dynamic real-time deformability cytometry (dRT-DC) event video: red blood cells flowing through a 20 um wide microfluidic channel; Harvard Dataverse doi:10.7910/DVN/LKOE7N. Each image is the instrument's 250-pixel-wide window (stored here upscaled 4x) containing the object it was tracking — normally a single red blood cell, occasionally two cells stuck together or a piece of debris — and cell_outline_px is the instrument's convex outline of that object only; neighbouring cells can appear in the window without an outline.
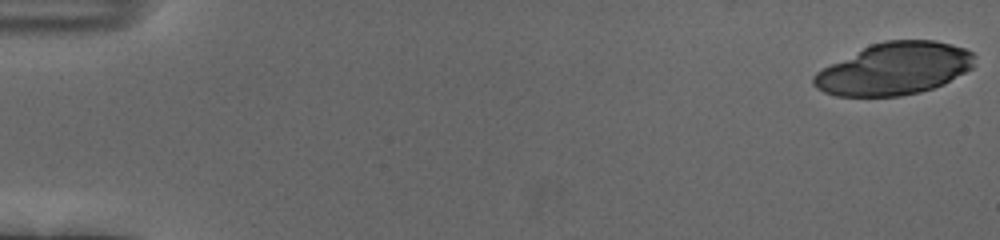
{"species": "human", "species_latin": "Homo sapiens", "temperature_condition": "cold", "stored_images_in_passage": 55, "camera_frame_rate_fps": 3000, "um_per_image_px": 0.085, "donor": {"sex": "female"}, "frame": {"image": 1, "passage_image": 1, "time_ms": 0.0, "image_size_px": [1000, 240], "cell_outline_px": [[976, 56], [972, 68], [944, 84], [920, 92], [900, 96], [836, 96], [824, 92], [816, 88], [812, 84], [812, 76], [816, 72], [872, 44], [884, 40], [936, 40], [952, 44], [964, 48], [972, 52]], "centroid_in_image_um": [76.05, 5.85], "position_along_channel_um": 9.0, "area_um2": 48.67}}
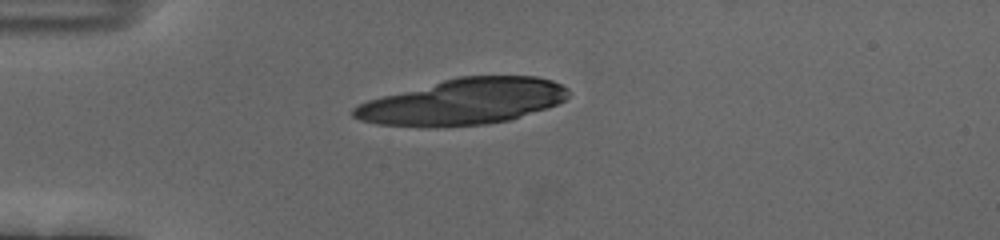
{"frame": {"image": 2, "passage_image": 15, "time_ms": 4.667, "image_size_px": [1000, 240], "cell_outline_px": [[568, 96], [564, 100], [556, 104], [508, 120], [484, 124], [436, 128], [428, 128], [376, 124], [360, 120], [352, 116], [352, 108], [368, 100], [444, 80], [460, 76], [536, 76], [552, 80], [568, 88]], "centroid_in_image_um": [39.34, 8.66], "position_along_channel_um": 45.7, "area_um2": 57.16}}